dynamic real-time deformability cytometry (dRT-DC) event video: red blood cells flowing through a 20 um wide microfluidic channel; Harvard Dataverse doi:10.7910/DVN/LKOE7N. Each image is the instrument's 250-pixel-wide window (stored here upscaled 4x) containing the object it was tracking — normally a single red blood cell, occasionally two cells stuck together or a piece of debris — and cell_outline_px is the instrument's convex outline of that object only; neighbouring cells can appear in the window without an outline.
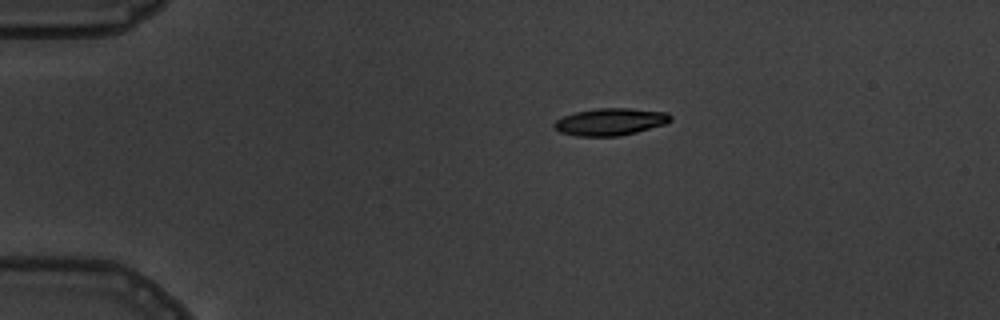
{"species": "common noctule bat (a hibernating species)", "species_latin": "Nyctalus noctula", "temperature_condition": "warm", "stored_images_in_passage": 3, "camera_frame_rate_fps": 3000, "um_per_image_px": 0.085, "animal": {"sex": "male", "body_mass_g": 19.5, "forearm_length_mm": 54.6}, "frame": {"image": 1, "passage_image": 1, "time_ms": 0.0, "image_size_px": [1000, 320], "cell_outline_px": [[672, 120], [664, 124], [636, 132], [616, 136], [576, 136], [560, 132], [552, 124], [556, 120], [564, 116], [576, 112], [596, 108], [628, 108], [668, 112], [672, 116]], "centroid_in_image_um": [51.88, 10.34], "position_along_channel_um": 33.1, "area_um2": 18.32}}
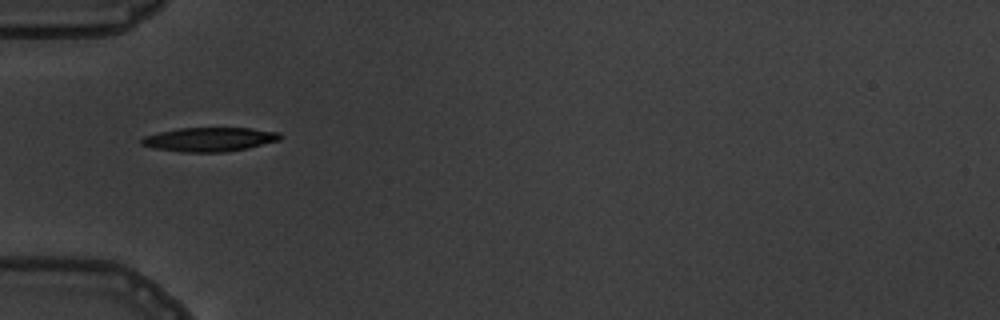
{"frame": {"image": 2, "passage_image": 3, "time_ms": 2.333, "image_size_px": [1000, 320], "cell_outline_px": [[280, 140], [248, 148], [224, 152], [180, 152], [152, 148], [140, 144], [140, 140], [144, 136], [160, 132], [180, 128], [252, 128], [280, 132]], "centroid_in_image_um": [17.79, 11.85], "position_along_channel_um": 67.2, "area_um2": 19.48}}